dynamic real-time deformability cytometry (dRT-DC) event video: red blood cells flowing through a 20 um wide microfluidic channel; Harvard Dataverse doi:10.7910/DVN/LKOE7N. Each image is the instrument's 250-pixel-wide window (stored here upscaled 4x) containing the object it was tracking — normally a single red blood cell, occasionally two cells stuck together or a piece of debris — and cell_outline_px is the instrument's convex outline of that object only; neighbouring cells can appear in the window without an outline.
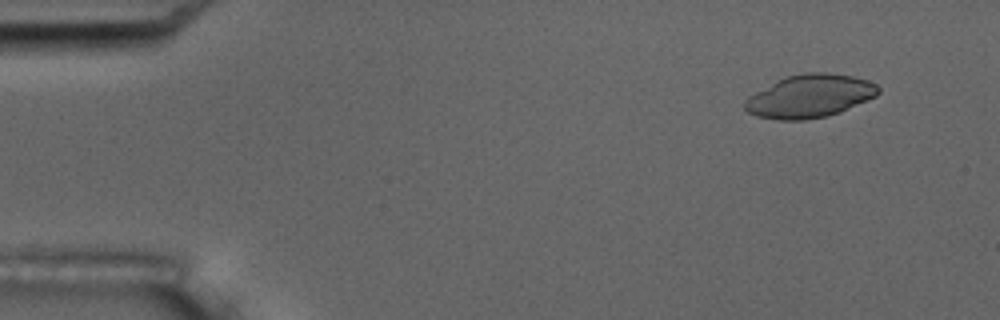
{"species": "common noctule bat (a hibernating species)", "species_latin": "Nyctalus noctula", "temperature_condition": "room temperature", "stored_images_in_passage": 6, "camera_frame_rate_fps": 3000, "um_per_image_px": 0.085, "animal": {"sex": "male", "body_mass_g": 17.5, "forearm_length_mm": 52.3}, "frame": {"image": 1, "passage_image": 2, "time_ms": 1.0, "image_size_px": [1000, 320], "cell_outline_px": [[880, 92], [876, 96], [840, 112], [828, 116], [804, 120], [776, 120], [756, 116], [748, 112], [744, 108], [744, 100], [748, 96], [784, 76], [804, 72], [828, 72], [852, 76], [868, 80], [876, 84], [880, 88]], "centroid_in_image_um": [68.81, 8.17], "position_along_channel_um": 16.2, "area_um2": 33.76}}